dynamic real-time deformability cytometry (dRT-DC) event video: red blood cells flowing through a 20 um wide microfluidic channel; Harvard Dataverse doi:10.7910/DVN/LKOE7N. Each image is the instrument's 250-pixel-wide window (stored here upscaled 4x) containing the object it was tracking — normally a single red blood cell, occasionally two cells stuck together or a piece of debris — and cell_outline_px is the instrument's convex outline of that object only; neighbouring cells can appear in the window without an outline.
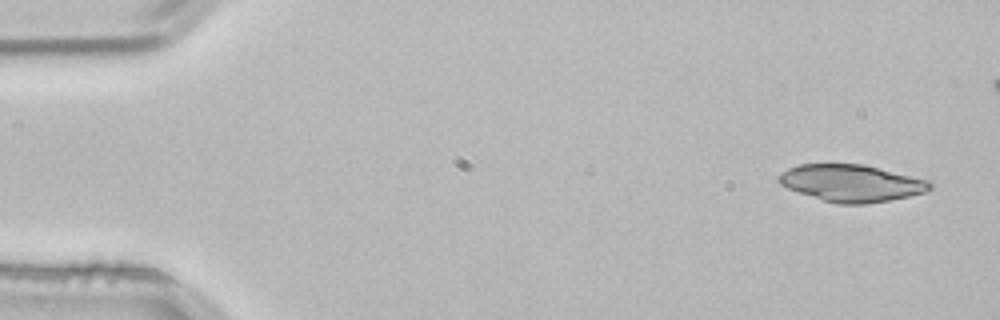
{"species": "common noctule bat (a hibernating species)", "species_latin": "Nyctalus noctula", "temperature_condition": "room temperature", "stored_images_in_passage": 4, "camera_frame_rate_fps": 3000, "um_per_image_px": 0.085, "animal": {"sex": "male", "body_mass_g": 21.5, "forearm_length_mm": 52.0}, "frame": {"image": 1, "passage_image": 1, "time_ms": 0.0, "image_size_px": [1000, 320], "cell_outline_px": [[932, 188], [924, 192], [908, 196], [868, 204], [836, 204], [788, 188], [780, 184], [776, 180], [776, 176], [780, 172], [788, 168], [800, 164], [864, 164], [932, 180]], "centroid_in_image_um": [72.38, 15.55], "position_along_channel_um": 12.6, "area_um2": 32.77}}